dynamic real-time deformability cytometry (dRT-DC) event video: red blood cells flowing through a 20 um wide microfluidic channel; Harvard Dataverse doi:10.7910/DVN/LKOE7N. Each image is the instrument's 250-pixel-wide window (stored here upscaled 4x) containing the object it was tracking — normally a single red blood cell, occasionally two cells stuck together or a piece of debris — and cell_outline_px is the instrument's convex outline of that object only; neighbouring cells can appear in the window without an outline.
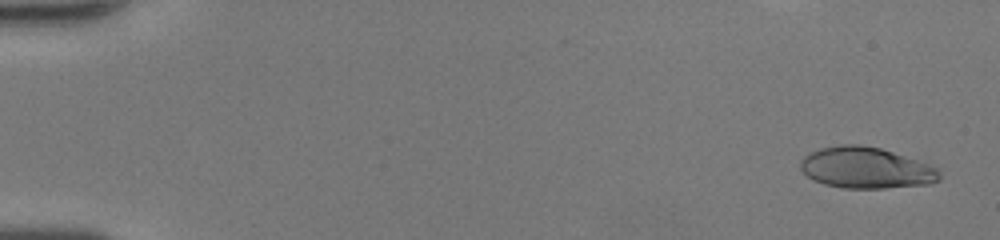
{"species": "human", "species_latin": "Homo sapiens", "temperature_condition": "room temperature", "stored_images_in_passage": 51, "camera_frame_rate_fps": 3000, "um_per_image_px": 0.085, "donor": {"sex": "female"}, "frame": {"image": 1, "passage_image": 3, "time_ms": 0.667, "image_size_px": [1000, 240], "cell_outline_px": [[940, 180], [932, 184], [884, 188], [844, 188], [824, 184], [812, 180], [800, 168], [800, 160], [808, 152], [820, 148], [840, 144], [860, 144], [880, 148], [940, 168]], "centroid_in_image_um": [73.6, 14.27], "position_along_channel_um": 11.4, "area_um2": 33.58}}
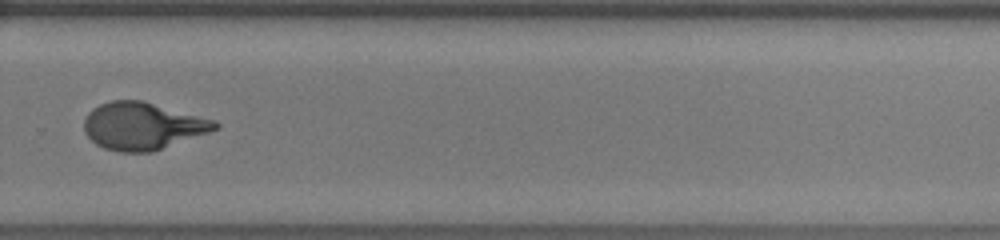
{"frame": {"image": 2, "passage_image": 37, "time_ms": 12.0, "image_size_px": [1000, 240], "cell_outline_px": [[220, 128], [152, 152], [120, 152], [104, 148], [96, 144], [84, 132], [84, 120], [88, 112], [92, 108], [100, 104], [112, 100], [144, 100], [216, 120], [220, 124]], "centroid_in_image_um": [12.13, 10.7], "position_along_channel_um": 317.7, "area_um2": 36.3}}
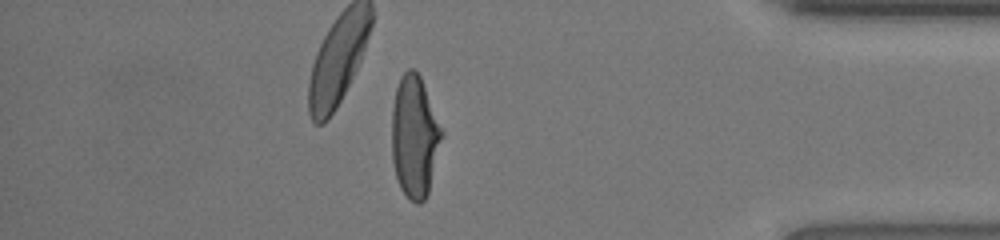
{"frame": {"image": 3, "passage_image": 45, "time_ms": 14.667, "image_size_px": [1000, 240], "cell_outline_px": [[444, 132], [428, 192], [424, 200], [420, 204], [416, 204], [400, 188], [396, 180], [392, 160], [392, 108], [396, 88], [400, 76], [408, 68], [412, 68], [420, 76]], "centroid_in_image_um": [35.23, 11.61], "position_along_channel_um": 400.0, "area_um2": 35.49}, "authors_computed_cell_mechanics": {"area_um2": 35.4314, "velocity_mm_per_s": 4.2124, "shape_relaxation_time_tau1_ms": 5.6095, "shape_relaxation_time_tau2_ms": 0.7309, "deformation_change_tau1": 0.2768, "deformation_change_tau2": 0.0764}}